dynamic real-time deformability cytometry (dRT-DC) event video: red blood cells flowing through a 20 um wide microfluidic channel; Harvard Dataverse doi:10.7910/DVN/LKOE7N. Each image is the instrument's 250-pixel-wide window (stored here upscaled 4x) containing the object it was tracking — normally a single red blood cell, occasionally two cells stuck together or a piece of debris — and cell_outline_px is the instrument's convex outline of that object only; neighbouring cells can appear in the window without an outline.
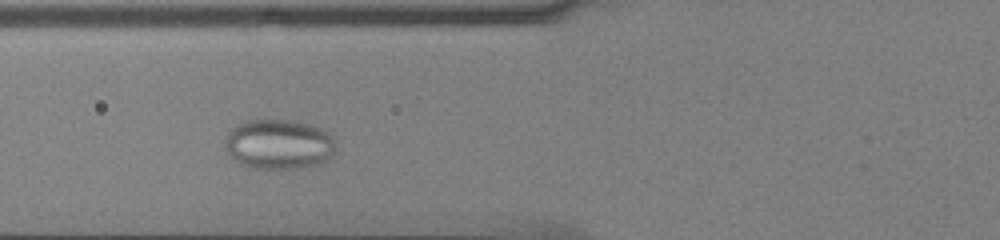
{"species": "common noctule bat (a hibernating species)", "species_latin": "Nyctalus noctula", "temperature_condition": "cold", "stored_images_in_passage": 40, "camera_frame_rate_fps": 3000, "um_per_image_px": 0.085, "animal": {"sex": "male", "body_mass_g": 13.0, "forearm_length_mm": 53.1}, "frame": {"image": 1, "passage_image": 9, "time_ms": 2.667, "image_size_px": [1000, 240], "cell_outline_px": [[332, 152], [320, 164], [300, 168], [252, 168], [240, 164], [228, 152], [228, 132], [236, 124], [248, 120], [288, 120], [308, 124], [320, 128], [328, 132], [332, 136]], "centroid_in_image_um": [23.68, 12.26], "position_along_channel_um": 102.1, "area_um2": 31.44}}
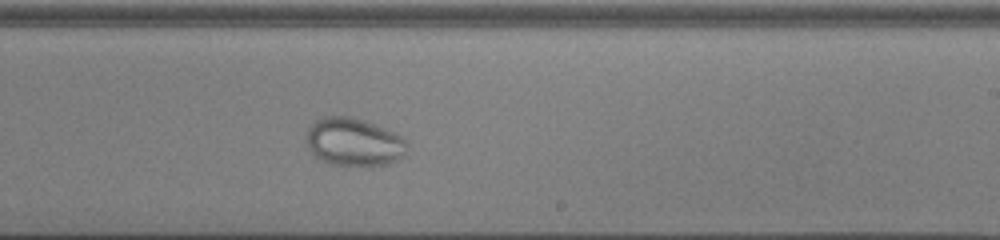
{"frame": {"image": 2, "passage_image": 21, "time_ms": 6.667, "image_size_px": [1000, 240], "cell_outline_px": [[408, 144], [404, 156], [388, 164], [336, 164], [320, 160], [312, 152], [304, 136], [308, 128], [320, 116], [352, 116], [376, 124], [408, 140]], "centroid_in_image_um": [30.07, 12.03], "position_along_channel_um": 258.9, "area_um2": 27.98}}
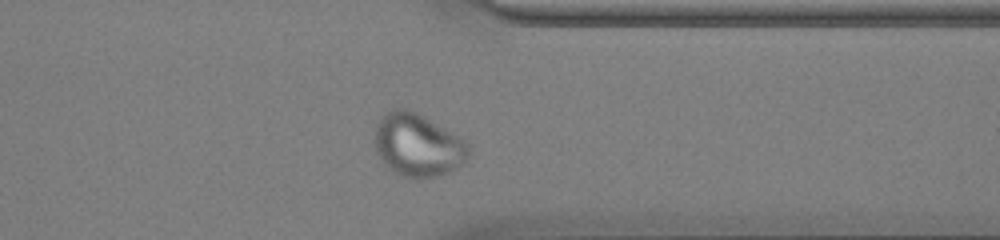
{"frame": {"image": 3, "passage_image": 30, "time_ms": 9.667, "image_size_px": [1000, 240], "cell_outline_px": [[472, 152], [468, 160], [464, 164], [448, 172], [436, 176], [416, 180], [400, 176], [388, 168], [384, 164], [376, 152], [376, 124], [380, 116], [392, 108], [404, 108], [416, 112], [464, 140], [472, 148]], "centroid_in_image_um": [35.52, 12.36], "position_along_channel_um": 375.9, "area_um2": 34.74}}